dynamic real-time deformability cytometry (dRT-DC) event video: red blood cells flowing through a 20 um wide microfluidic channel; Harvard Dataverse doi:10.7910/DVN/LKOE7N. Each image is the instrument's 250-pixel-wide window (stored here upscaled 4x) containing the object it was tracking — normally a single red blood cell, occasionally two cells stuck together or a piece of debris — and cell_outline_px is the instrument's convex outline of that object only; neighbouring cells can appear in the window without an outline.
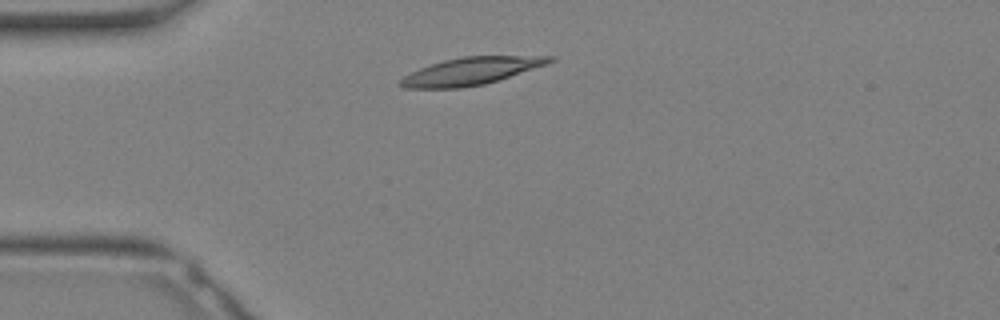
{"species": "Egyptian fruit bat (a non-hibernating species)", "species_latin": "Rousettus aegyptiacus", "temperature_condition": "warm", "stored_images_in_passage": 28, "camera_frame_rate_fps": 3000, "um_per_image_px": 0.085, "animal": {"sex": "female"}, "frame": {"image": 1, "passage_image": 4, "time_ms": 1.0, "image_size_px": [1000, 320], "cell_outline_px": [[556, 60], [548, 64], [484, 84], [460, 88], [404, 88], [396, 84], [404, 76], [420, 68], [444, 60], [464, 56], [556, 56]], "centroid_in_image_um": [40.04, 6.04], "position_along_channel_um": 45.0, "area_um2": 23.64}}
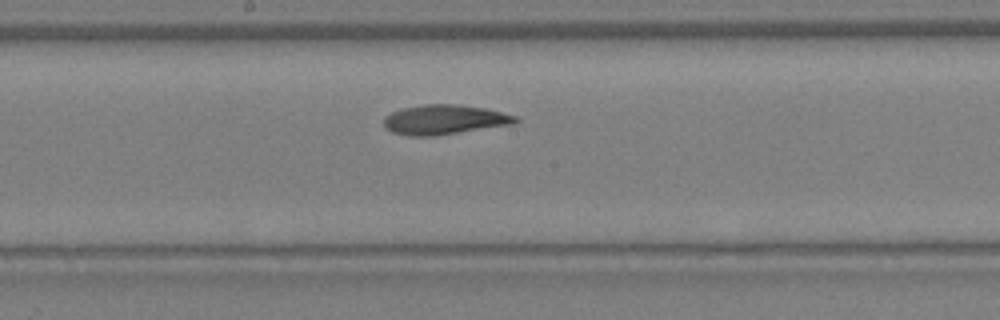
{"frame": {"image": 2, "passage_image": 13, "time_ms": 4.0, "image_size_px": [1000, 320], "cell_outline_px": [[520, 120], [516, 124], [432, 136], [408, 136], [392, 132], [384, 124], [384, 116], [392, 112], [404, 108], [428, 104], [460, 104], [484, 108], [516, 116]], "centroid_in_image_um": [37.8, 10.17], "position_along_channel_um": 210.4, "area_um2": 22.66}}
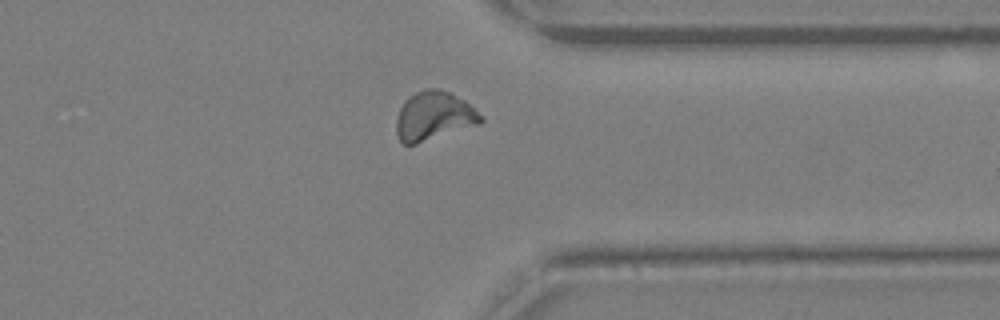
{"frame": {"image": 3, "passage_image": 21, "time_ms": 6.667, "image_size_px": [1000, 320], "cell_outline_px": [[484, 120], [480, 124], [416, 144], [404, 144], [400, 140], [396, 132], [396, 120], [400, 108], [404, 100], [408, 96], [424, 88], [440, 88], [464, 100], [484, 116]], "centroid_in_image_um": [36.88, 9.85], "position_along_channel_um": 374.5, "area_um2": 24.16}}